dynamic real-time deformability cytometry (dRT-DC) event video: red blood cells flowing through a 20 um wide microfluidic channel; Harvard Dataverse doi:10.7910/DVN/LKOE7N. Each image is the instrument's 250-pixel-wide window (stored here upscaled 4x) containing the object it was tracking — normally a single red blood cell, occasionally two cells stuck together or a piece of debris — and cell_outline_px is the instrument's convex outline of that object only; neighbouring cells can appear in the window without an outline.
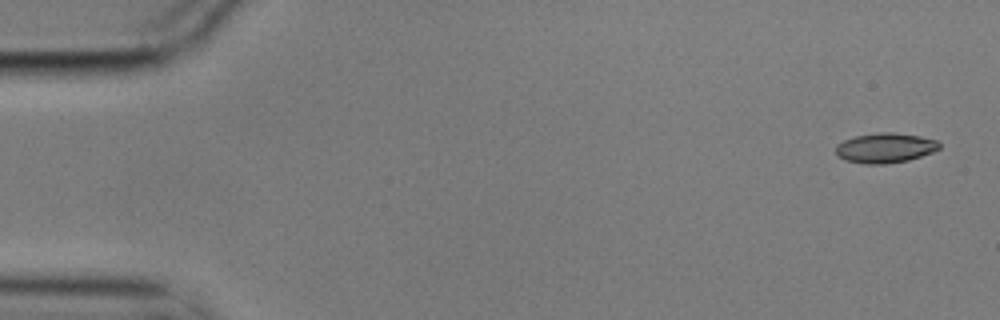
{"species": "common noctule bat (a hibernating species)", "species_latin": "Nyctalus noctula", "temperature_condition": "cold", "stored_images_in_passage": 4, "camera_frame_rate_fps": 3000, "um_per_image_px": 0.085, "animal": {"sex": "male", "body_mass_g": 17.9}, "frame": {"image": 1, "passage_image": 1, "time_ms": 0.0, "image_size_px": [1000, 320], "cell_outline_px": [[940, 148], [932, 152], [908, 160], [884, 164], [864, 164], [844, 160], [836, 156], [836, 144], [844, 140], [856, 136], [880, 132], [892, 132], [920, 136], [936, 140], [940, 144]], "centroid_in_image_um": [75.2, 12.57], "position_along_channel_um": 9.8, "area_um2": 18.03}}
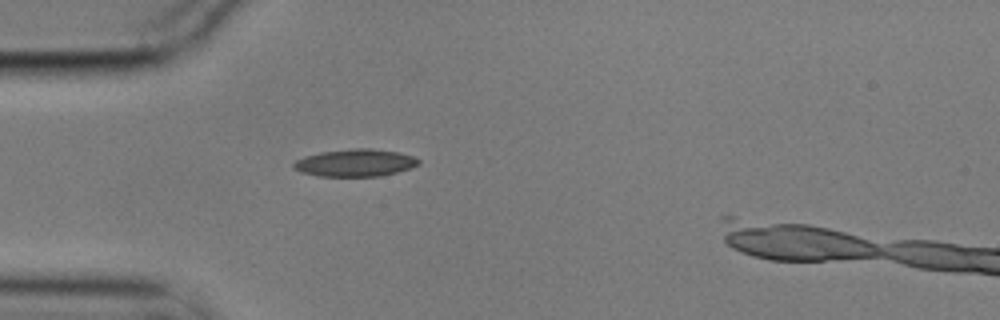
{"frame": {"image": 2, "passage_image": 4, "time_ms": 1.0, "image_size_px": [1000, 320], "cell_outline_px": [[420, 164], [412, 168], [380, 176], [320, 176], [300, 172], [292, 168], [292, 164], [296, 160], [304, 156], [320, 152], [352, 148], [372, 148], [400, 152], [412, 156], [420, 160]], "centroid_in_image_um": [30.19, 13.83], "position_along_channel_um": 54.8, "area_um2": 20.11}}